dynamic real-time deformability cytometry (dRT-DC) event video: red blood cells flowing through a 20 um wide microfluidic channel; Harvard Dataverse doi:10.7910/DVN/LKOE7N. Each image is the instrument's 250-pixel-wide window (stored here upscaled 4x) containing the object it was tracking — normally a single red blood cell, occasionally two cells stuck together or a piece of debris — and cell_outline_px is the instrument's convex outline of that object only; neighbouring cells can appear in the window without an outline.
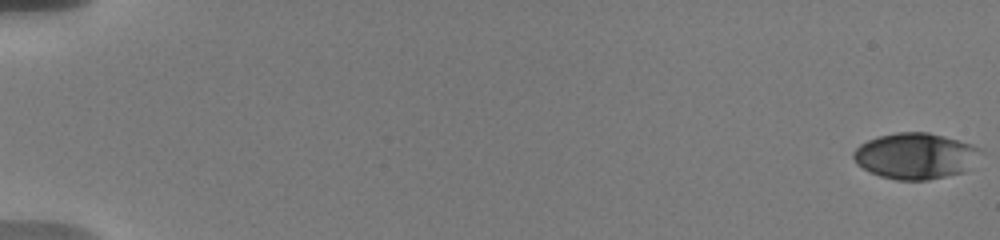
{"species": "human", "species_latin": "Homo sapiens", "temperature_condition": "warm", "stored_images_in_passage": 27, "camera_frame_rate_fps": 3000, "um_per_image_px": 0.085, "donor": {"sex": "male"}, "frame": {"image": 1, "passage_image": 1, "time_ms": 0.0, "image_size_px": [1000, 240], "cell_outline_px": [[984, 148], [968, 168], [964, 172], [928, 180], [896, 180], [880, 176], [856, 164], [852, 156], [852, 152], [860, 144], [868, 140], [880, 136], [896, 132], [928, 132], [944, 136], [972, 144]], "centroid_in_image_um": [77.8, 13.25], "position_along_channel_um": 7.2, "area_um2": 34.04}}
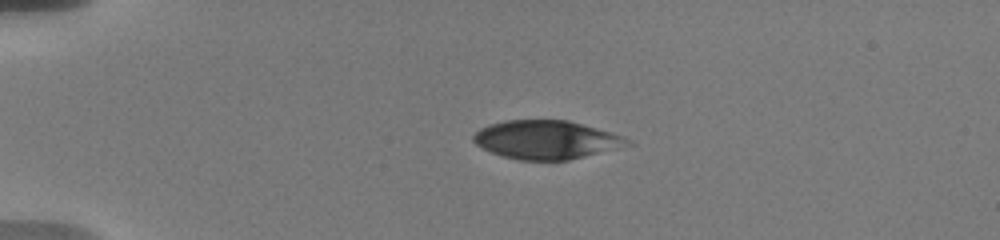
{"frame": {"image": 2, "passage_image": 20, "time_ms": 4.667, "image_size_px": [1000, 240], "cell_outline_px": [[636, 144], [620, 148], [568, 160], [520, 160], [504, 156], [492, 152], [476, 144], [472, 140], [472, 136], [480, 128], [504, 120], [568, 120], [624, 136], [632, 140]], "centroid_in_image_um": [46.49, 11.88], "position_along_channel_um": 38.5, "area_um2": 34.56}}